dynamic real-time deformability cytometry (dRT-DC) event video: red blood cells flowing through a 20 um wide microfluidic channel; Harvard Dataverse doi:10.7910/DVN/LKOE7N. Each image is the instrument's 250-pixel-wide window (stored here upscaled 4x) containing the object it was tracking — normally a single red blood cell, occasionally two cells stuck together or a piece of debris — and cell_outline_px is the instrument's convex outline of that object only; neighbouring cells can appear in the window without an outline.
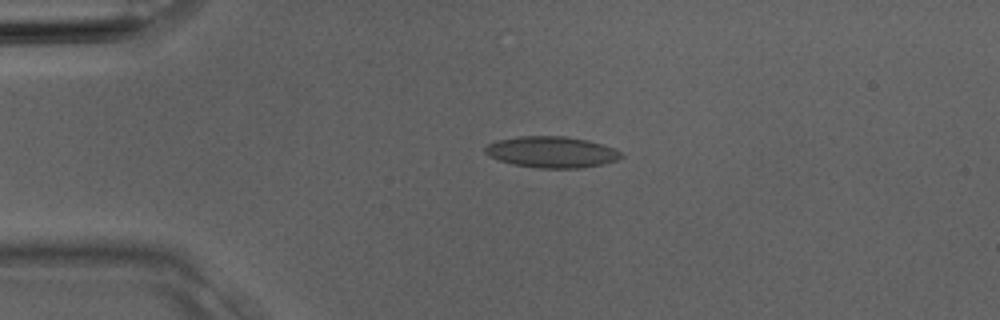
{"species": "Egyptian fruit bat (a non-hibernating species)", "species_latin": "Rousettus aegyptiacus", "temperature_condition": "room temperature", "stored_images_in_passage": 2, "camera_frame_rate_fps": 3000, "um_per_image_px": 0.085, "animal": {"sex": "male"}, "frame": {"image": 1, "passage_image": 2, "time_ms": 0.333, "image_size_px": [1000, 320], "cell_outline_px": [[624, 156], [616, 160], [604, 164], [580, 168], [536, 168], [512, 164], [500, 160], [484, 152], [484, 148], [488, 144], [496, 140], [516, 136], [564, 136], [588, 140], [612, 148], [620, 152]], "centroid_in_image_um": [46.87, 12.92], "position_along_channel_um": 38.1, "area_um2": 24.68}}